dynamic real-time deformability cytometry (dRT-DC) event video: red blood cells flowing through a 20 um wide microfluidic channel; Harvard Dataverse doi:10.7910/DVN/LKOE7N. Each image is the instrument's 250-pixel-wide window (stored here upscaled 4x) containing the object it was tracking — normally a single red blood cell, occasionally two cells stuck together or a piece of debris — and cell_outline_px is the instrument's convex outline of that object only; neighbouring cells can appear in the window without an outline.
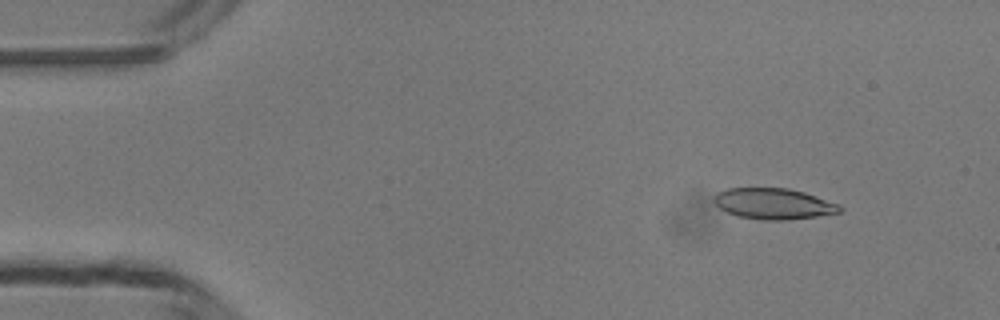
{"species": "common noctule bat (a hibernating species)", "species_latin": "Nyctalus noctula", "temperature_condition": "room temperature", "stored_images_in_passage": 44, "camera_frame_rate_fps": 3000, "um_per_image_px": 0.085, "animal": {"sex": "male", "body_mass_g": 13.3}, "frame": {"image": 1, "passage_image": 1, "time_ms": 0.0, "image_size_px": [1000, 320], "cell_outline_px": [[844, 208], [840, 212], [816, 216], [788, 220], [760, 220], [736, 216], [720, 208], [712, 200], [712, 196], [716, 192], [728, 188], [788, 188], [804, 192], [840, 204]], "centroid_in_image_um": [65.73, 17.31], "position_along_channel_um": 19.3, "area_um2": 22.89}}
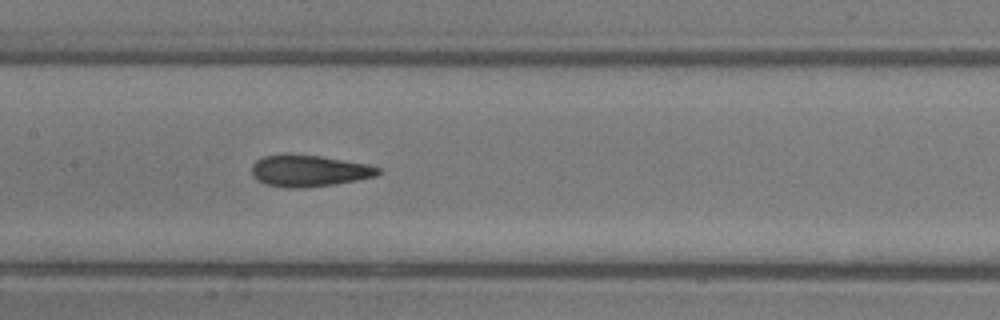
{"frame": {"image": 2, "passage_image": 19, "time_ms": 6.0, "image_size_px": [1000, 320], "cell_outline_px": [[380, 172], [376, 176], [336, 184], [304, 188], [284, 188], [264, 184], [256, 180], [252, 176], [252, 164], [256, 160], [264, 156], [284, 152], [288, 152], [320, 156], [368, 164], [380, 168]], "centroid_in_image_um": [26.2, 14.5], "position_along_channel_um": 181.2, "area_um2": 23.81}}
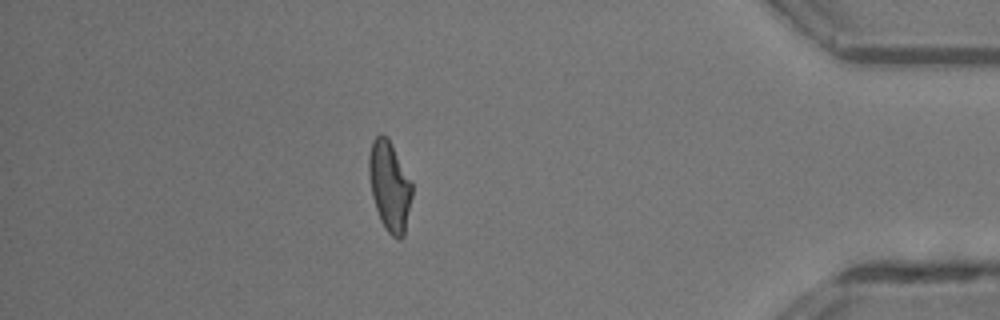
{"frame": {"image": 3, "passage_image": 38, "time_ms": 12.333, "image_size_px": [1000, 320], "cell_outline_px": [[412, 196], [404, 236], [400, 240], [396, 240], [388, 232], [380, 220], [372, 196], [368, 172], [368, 156], [372, 140], [380, 132], [388, 140], [412, 180]], "centroid_in_image_um": [33.11, 15.85], "position_along_channel_um": 402.1, "area_um2": 22.6}, "authors_computed_cell_mechanics": {"area_um2": 23.0333, "velocity_mm_per_s": 4.2048, "shape_relaxation_time_tau1_ms": 5.9956, "shape_relaxation_time_tau2_ms": 1.8288, "deformation_change_tau1": 0.1934, "deformation_change_tau2": 0.0785}}